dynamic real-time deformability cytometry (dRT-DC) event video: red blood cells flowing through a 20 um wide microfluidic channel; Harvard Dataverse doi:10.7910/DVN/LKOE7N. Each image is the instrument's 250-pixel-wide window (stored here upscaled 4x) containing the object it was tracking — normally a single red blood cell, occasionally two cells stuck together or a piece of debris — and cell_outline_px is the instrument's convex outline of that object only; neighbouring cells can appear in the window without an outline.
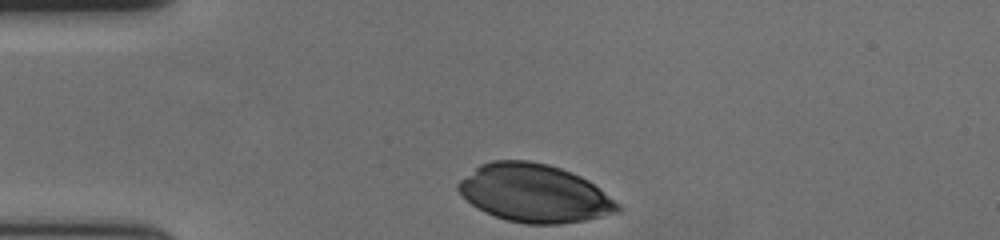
{"species": "human", "species_latin": "Homo sapiens", "temperature_condition": "cold", "stored_images_in_passage": 33, "camera_frame_rate_fps": 3000, "um_per_image_px": 0.085, "donor": {"sex": "female"}, "frame": {"image": 1, "passage_image": 1, "time_ms": 0.0, "image_size_px": [1000, 240], "cell_outline_px": [[624, 208], [620, 212], [584, 220], [560, 224], [524, 224], [508, 220], [484, 212], [472, 204], [456, 188], [456, 184], [460, 180], [480, 164], [492, 160], [528, 160], [548, 164], [572, 172], [588, 180], [620, 204]], "centroid_in_image_um": [45.44, 16.42], "position_along_channel_um": 39.6, "area_um2": 53.81}}
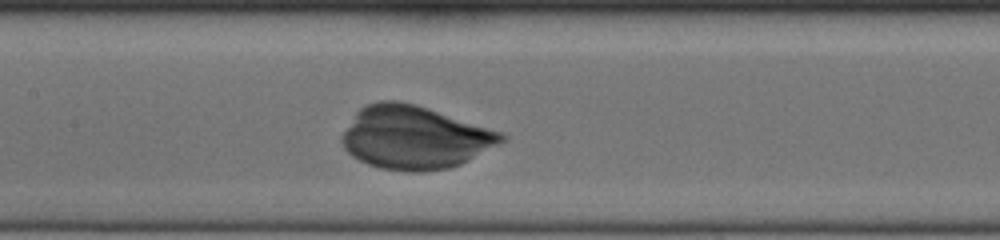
{"frame": {"image": 2, "passage_image": 15, "time_ms": 4.667, "image_size_px": [1000, 240], "cell_outline_px": [[508, 136], [504, 140], [468, 160], [460, 164], [448, 168], [416, 172], [412, 172], [380, 168], [368, 164], [352, 156], [344, 148], [340, 140], [340, 136], [356, 112], [364, 104], [380, 100], [396, 100], [416, 104], [504, 132]], "centroid_in_image_um": [35.21, 11.67], "position_along_channel_um": 172.2, "area_um2": 58.61}}
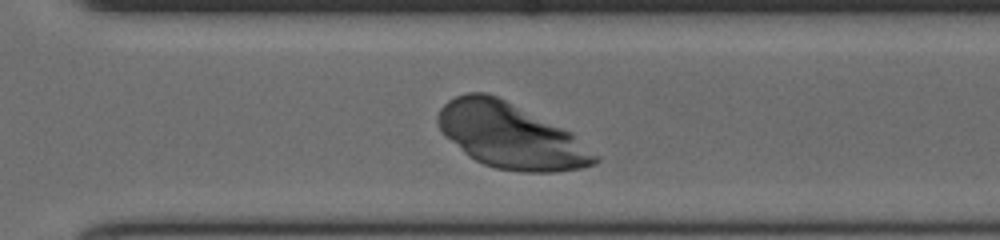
{"frame": {"image": 3, "passage_image": 28, "time_ms": 9.0, "image_size_px": [1000, 240], "cell_outline_px": [[600, 160], [596, 164], [580, 168], [552, 172], [524, 172], [496, 168], [484, 164], [468, 156], [444, 136], [436, 124], [436, 116], [440, 108], [448, 100], [456, 96], [468, 92], [488, 92], [572, 132], [600, 156]], "centroid_in_image_um": [43.39, 11.55], "position_along_channel_um": 327.2, "area_um2": 59.71}}